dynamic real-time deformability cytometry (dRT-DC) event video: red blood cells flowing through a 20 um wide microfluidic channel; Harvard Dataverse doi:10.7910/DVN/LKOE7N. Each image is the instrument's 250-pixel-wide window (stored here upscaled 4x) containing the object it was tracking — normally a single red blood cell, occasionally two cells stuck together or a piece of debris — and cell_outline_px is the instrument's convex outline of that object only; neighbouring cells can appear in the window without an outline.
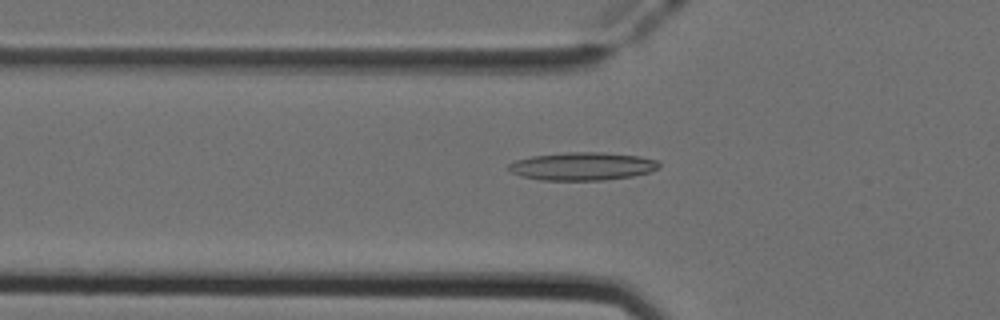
{"species": "Egyptian fruit bat (a non-hibernating species)", "species_latin": "Rousettus aegyptiacus", "temperature_condition": "cold", "stored_images_in_passage": 32, "camera_frame_rate_fps": 3000, "um_per_image_px": 0.085, "animal": {"sex": "female"}, "frame": {"image": 1, "passage_image": 18, "time_ms": 5.667, "image_size_px": [1000, 320], "cell_outline_px": [[660, 168], [648, 172], [632, 176], [604, 180], [540, 180], [520, 176], [508, 172], [504, 168], [508, 164], [516, 160], [532, 156], [564, 152], [604, 152], [640, 156], [660, 160]], "centroid_in_image_um": [49.47, 14.13], "position_along_channel_um": 76.3, "area_um2": 24.97}}
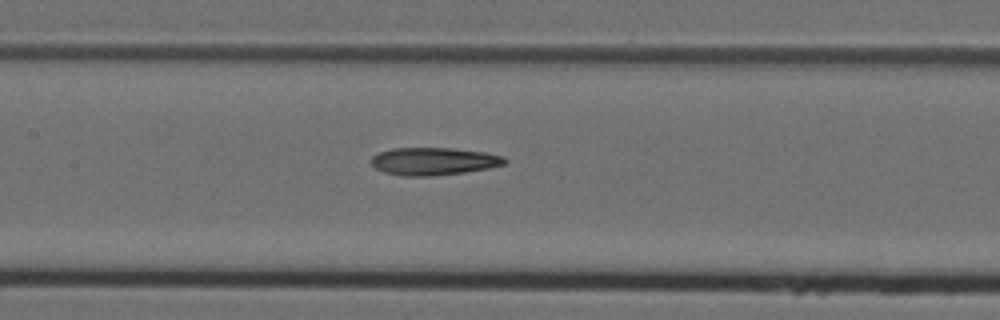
{"frame": {"image": 2, "passage_image": 25, "time_ms": 8.0, "image_size_px": [1000, 320], "cell_outline_px": [[508, 160], [504, 164], [488, 168], [464, 172], [432, 176], [400, 176], [384, 172], [376, 168], [372, 164], [372, 156], [380, 152], [392, 148], [452, 148], [484, 152], [504, 156]], "centroid_in_image_um": [36.86, 13.71], "position_along_channel_um": 170.5, "area_um2": 21.44}}
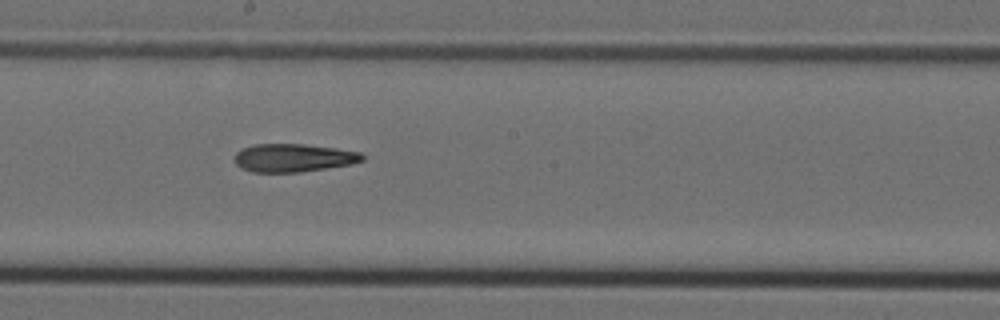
{"frame": {"image": 3, "passage_image": 29, "time_ms": 9.333, "image_size_px": [1000, 320], "cell_outline_px": [[364, 160], [352, 164], [300, 172], [252, 172], [240, 168], [236, 164], [236, 152], [240, 148], [256, 144], [304, 144], [336, 148], [360, 152], [364, 156]], "centroid_in_image_um": [24.93, 13.41], "position_along_channel_um": 223.3, "area_um2": 20.98}}